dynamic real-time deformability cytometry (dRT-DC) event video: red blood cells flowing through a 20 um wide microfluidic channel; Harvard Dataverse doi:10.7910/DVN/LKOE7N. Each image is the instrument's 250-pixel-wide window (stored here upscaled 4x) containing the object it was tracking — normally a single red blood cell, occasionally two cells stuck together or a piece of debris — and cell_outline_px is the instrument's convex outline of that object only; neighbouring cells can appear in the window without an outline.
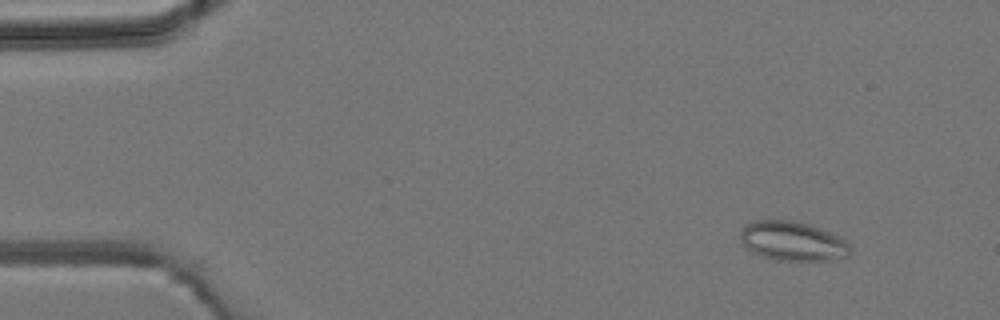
{"species": "common noctule bat (a hibernating species)", "species_latin": "Nyctalus noctula", "temperature_condition": "room temperature", "stored_images_in_passage": 4, "camera_frame_rate_fps": 3000, "um_per_image_px": 0.085, "animal": {"sex": "male", "body_mass_g": 19.2, "forearm_length_mm": 51.8}, "frame": {"image": 1, "passage_image": 2, "time_ms": 1.0, "image_size_px": [1000, 320], "cell_outline_px": [[848, 256], [828, 260], [776, 260], [760, 256], [744, 248], [740, 240], [740, 232], [744, 224], [756, 220], [792, 220], [808, 224], [820, 228], [840, 236], [848, 244]], "centroid_in_image_um": [67.29, 20.49], "position_along_channel_um": 17.7, "area_um2": 25.26}}